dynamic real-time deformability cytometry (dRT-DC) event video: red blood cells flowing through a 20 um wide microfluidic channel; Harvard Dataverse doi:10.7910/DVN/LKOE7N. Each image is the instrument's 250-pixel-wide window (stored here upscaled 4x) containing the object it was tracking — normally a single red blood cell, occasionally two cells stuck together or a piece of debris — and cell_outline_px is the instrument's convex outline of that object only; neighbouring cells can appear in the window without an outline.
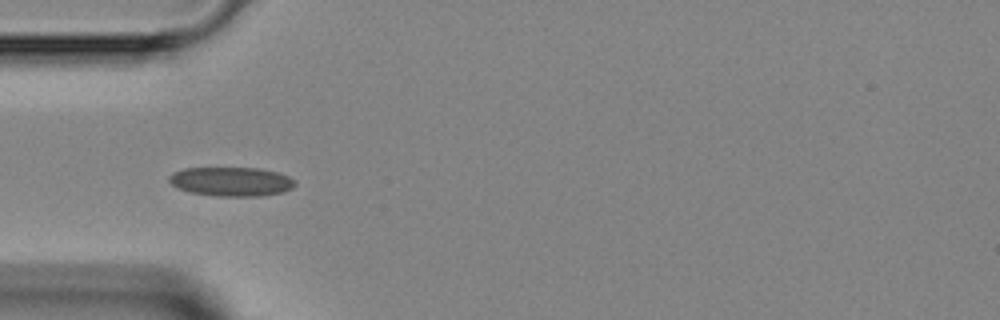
{"species": "Egyptian fruit bat (a non-hibernating species)", "species_latin": "Rousettus aegyptiacus", "temperature_condition": "room temperature", "stored_images_in_passage": 6, "camera_frame_rate_fps": 3000, "um_per_image_px": 0.085, "animal": {"sex": "female"}, "frame": {"image": 1, "passage_image": 5, "time_ms": 4.667, "image_size_px": [1000, 320], "cell_outline_px": [[296, 184], [292, 188], [284, 192], [260, 196], [216, 196], [188, 192], [176, 188], [168, 180], [168, 176], [172, 172], [184, 168], [260, 168], [280, 172], [296, 180]], "centroid_in_image_um": [19.66, 15.43], "position_along_channel_um": 65.3, "area_um2": 21.73}}
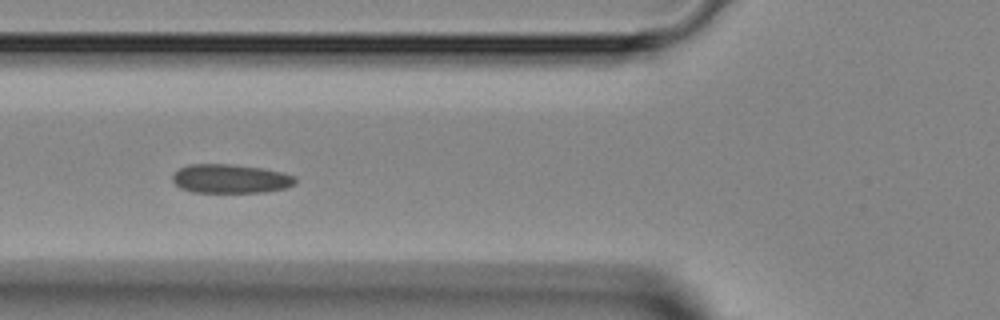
{"frame": {"image": 2, "passage_image": 6, "time_ms": 5.667, "image_size_px": [1000, 320], "cell_outline_px": [[296, 184], [288, 188], [264, 192], [192, 192], [180, 188], [172, 180], [172, 176], [180, 168], [192, 164], [232, 164], [260, 168], [284, 172], [296, 176]], "centroid_in_image_um": [19.64, 15.2], "position_along_channel_um": 106.2, "area_um2": 20.81}}